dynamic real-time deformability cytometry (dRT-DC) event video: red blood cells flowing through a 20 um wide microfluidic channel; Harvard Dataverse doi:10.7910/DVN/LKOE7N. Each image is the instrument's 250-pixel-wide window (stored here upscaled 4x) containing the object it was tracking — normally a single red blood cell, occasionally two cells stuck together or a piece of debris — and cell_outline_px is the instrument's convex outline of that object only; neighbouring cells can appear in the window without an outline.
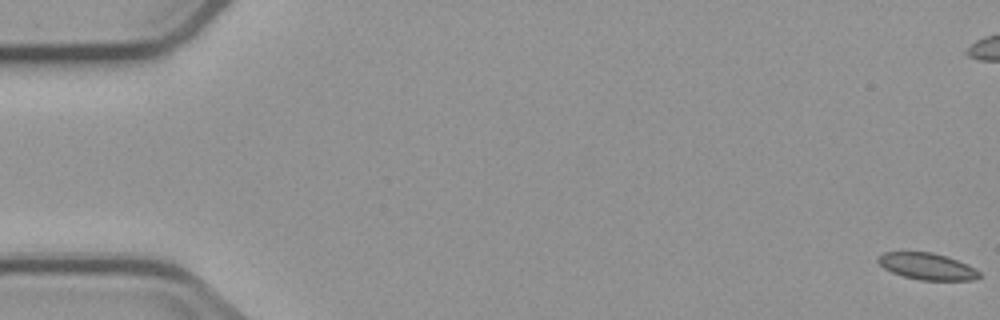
{"species": "common noctule bat (a hibernating species)", "species_latin": "Nyctalus noctula", "temperature_condition": "cold", "stored_images_in_passage": 7, "camera_frame_rate_fps": 3000, "um_per_image_px": 0.085, "animal": {"sex": "male", "body_mass_g": 23.1, "forearm_length_mm": 52.7}, "frame": {"image": 1, "passage_image": 1, "time_ms": 0.0, "image_size_px": [1000, 320], "cell_outline_px": [[980, 276], [972, 280], [920, 280], [904, 276], [892, 272], [884, 268], [876, 260], [884, 252], [932, 252], [968, 264], [980, 272]], "centroid_in_image_um": [78.8, 22.64], "position_along_channel_um": 6.2, "area_um2": 15.49}}
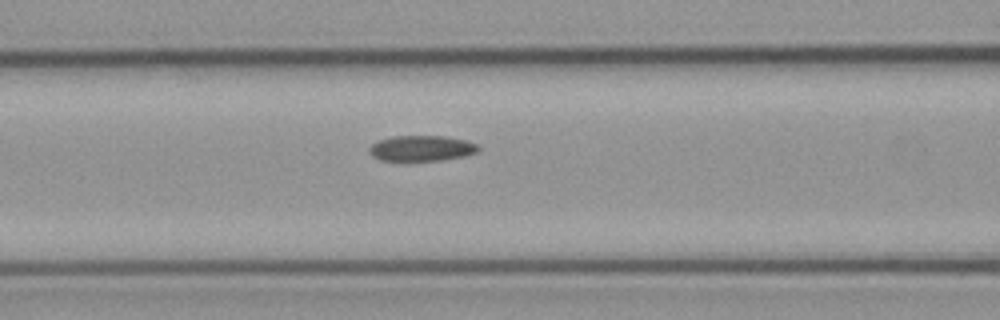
{"frame": {"image": 2, "passage_image": 7, "time_ms": 9.0, "image_size_px": [1000, 320], "cell_outline_px": [[480, 148], [476, 152], [464, 156], [444, 160], [380, 160], [372, 156], [368, 152], [368, 148], [372, 144], [380, 140], [392, 136], [444, 136], [464, 140], [476, 144]], "centroid_in_image_um": [35.8, 12.6], "position_along_channel_um": 130.8, "area_um2": 16.13}}